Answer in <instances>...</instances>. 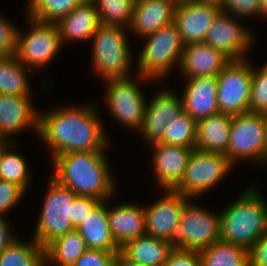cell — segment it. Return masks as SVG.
<instances>
[{
  "mask_svg": "<svg viewBox=\"0 0 267 266\" xmlns=\"http://www.w3.org/2000/svg\"><path fill=\"white\" fill-rule=\"evenodd\" d=\"M58 107L39 112L38 135L51 150V158L70 152L107 150L109 136L94 106Z\"/></svg>",
  "mask_w": 267,
  "mask_h": 266,
  "instance_id": "cell-1",
  "label": "cell"
},
{
  "mask_svg": "<svg viewBox=\"0 0 267 266\" xmlns=\"http://www.w3.org/2000/svg\"><path fill=\"white\" fill-rule=\"evenodd\" d=\"M105 152L107 151L56 155L52 157L54 171L51 177L77 196L108 201L113 198L117 187Z\"/></svg>",
  "mask_w": 267,
  "mask_h": 266,
  "instance_id": "cell-2",
  "label": "cell"
},
{
  "mask_svg": "<svg viewBox=\"0 0 267 266\" xmlns=\"http://www.w3.org/2000/svg\"><path fill=\"white\" fill-rule=\"evenodd\" d=\"M257 188L249 186L220 211V240L249 250L267 230V204Z\"/></svg>",
  "mask_w": 267,
  "mask_h": 266,
  "instance_id": "cell-3",
  "label": "cell"
},
{
  "mask_svg": "<svg viewBox=\"0 0 267 266\" xmlns=\"http://www.w3.org/2000/svg\"><path fill=\"white\" fill-rule=\"evenodd\" d=\"M144 39L145 45L136 60L138 81L165 80L175 66L179 68L185 46L175 23L163 26Z\"/></svg>",
  "mask_w": 267,
  "mask_h": 266,
  "instance_id": "cell-4",
  "label": "cell"
},
{
  "mask_svg": "<svg viewBox=\"0 0 267 266\" xmlns=\"http://www.w3.org/2000/svg\"><path fill=\"white\" fill-rule=\"evenodd\" d=\"M125 29L101 24L91 37V66L103 81L130 77L134 63Z\"/></svg>",
  "mask_w": 267,
  "mask_h": 266,
  "instance_id": "cell-5",
  "label": "cell"
},
{
  "mask_svg": "<svg viewBox=\"0 0 267 266\" xmlns=\"http://www.w3.org/2000/svg\"><path fill=\"white\" fill-rule=\"evenodd\" d=\"M189 200L168 242L173 249L201 251L220 240V211L215 214Z\"/></svg>",
  "mask_w": 267,
  "mask_h": 266,
  "instance_id": "cell-6",
  "label": "cell"
},
{
  "mask_svg": "<svg viewBox=\"0 0 267 266\" xmlns=\"http://www.w3.org/2000/svg\"><path fill=\"white\" fill-rule=\"evenodd\" d=\"M33 239L45 248L51 241L75 230L72 225L73 201L77 195L50 177Z\"/></svg>",
  "mask_w": 267,
  "mask_h": 266,
  "instance_id": "cell-7",
  "label": "cell"
},
{
  "mask_svg": "<svg viewBox=\"0 0 267 266\" xmlns=\"http://www.w3.org/2000/svg\"><path fill=\"white\" fill-rule=\"evenodd\" d=\"M225 156L233 165L241 159L243 162L250 161L257 166H267V141L263 114L248 111L233 115Z\"/></svg>",
  "mask_w": 267,
  "mask_h": 266,
  "instance_id": "cell-8",
  "label": "cell"
},
{
  "mask_svg": "<svg viewBox=\"0 0 267 266\" xmlns=\"http://www.w3.org/2000/svg\"><path fill=\"white\" fill-rule=\"evenodd\" d=\"M232 166L223 154L194 149L189 155L183 178L173 190L190 199L199 197L228 175Z\"/></svg>",
  "mask_w": 267,
  "mask_h": 266,
  "instance_id": "cell-9",
  "label": "cell"
},
{
  "mask_svg": "<svg viewBox=\"0 0 267 266\" xmlns=\"http://www.w3.org/2000/svg\"><path fill=\"white\" fill-rule=\"evenodd\" d=\"M29 32L17 30V59L30 69L43 68L55 59L61 50L62 42L56 23L41 22L27 16ZM31 67V68H30Z\"/></svg>",
  "mask_w": 267,
  "mask_h": 266,
  "instance_id": "cell-10",
  "label": "cell"
},
{
  "mask_svg": "<svg viewBox=\"0 0 267 266\" xmlns=\"http://www.w3.org/2000/svg\"><path fill=\"white\" fill-rule=\"evenodd\" d=\"M253 66L249 59L232 60L217 76L220 113L238 115L249 111Z\"/></svg>",
  "mask_w": 267,
  "mask_h": 266,
  "instance_id": "cell-11",
  "label": "cell"
},
{
  "mask_svg": "<svg viewBox=\"0 0 267 266\" xmlns=\"http://www.w3.org/2000/svg\"><path fill=\"white\" fill-rule=\"evenodd\" d=\"M133 79L106 80L105 104L115 121L137 132L143 124L147 100L140 83Z\"/></svg>",
  "mask_w": 267,
  "mask_h": 266,
  "instance_id": "cell-12",
  "label": "cell"
},
{
  "mask_svg": "<svg viewBox=\"0 0 267 266\" xmlns=\"http://www.w3.org/2000/svg\"><path fill=\"white\" fill-rule=\"evenodd\" d=\"M234 15L220 11L206 34L204 43L222 51L231 60L247 59L245 55L255 41L253 31L235 20Z\"/></svg>",
  "mask_w": 267,
  "mask_h": 266,
  "instance_id": "cell-13",
  "label": "cell"
},
{
  "mask_svg": "<svg viewBox=\"0 0 267 266\" xmlns=\"http://www.w3.org/2000/svg\"><path fill=\"white\" fill-rule=\"evenodd\" d=\"M170 90L161 89L146 104L143 124L137 134L140 133L150 144L159 142L167 125L183 111L182 98Z\"/></svg>",
  "mask_w": 267,
  "mask_h": 266,
  "instance_id": "cell-14",
  "label": "cell"
},
{
  "mask_svg": "<svg viewBox=\"0 0 267 266\" xmlns=\"http://www.w3.org/2000/svg\"><path fill=\"white\" fill-rule=\"evenodd\" d=\"M220 11V5L211 2L193 0L177 3L174 23L184 45L204 43L206 34Z\"/></svg>",
  "mask_w": 267,
  "mask_h": 266,
  "instance_id": "cell-15",
  "label": "cell"
},
{
  "mask_svg": "<svg viewBox=\"0 0 267 266\" xmlns=\"http://www.w3.org/2000/svg\"><path fill=\"white\" fill-rule=\"evenodd\" d=\"M32 102L31 96L0 94V142L27 128L38 136L39 112Z\"/></svg>",
  "mask_w": 267,
  "mask_h": 266,
  "instance_id": "cell-16",
  "label": "cell"
},
{
  "mask_svg": "<svg viewBox=\"0 0 267 266\" xmlns=\"http://www.w3.org/2000/svg\"><path fill=\"white\" fill-rule=\"evenodd\" d=\"M165 191L164 197L144 207L145 234L168 240L190 198L174 190Z\"/></svg>",
  "mask_w": 267,
  "mask_h": 266,
  "instance_id": "cell-17",
  "label": "cell"
},
{
  "mask_svg": "<svg viewBox=\"0 0 267 266\" xmlns=\"http://www.w3.org/2000/svg\"><path fill=\"white\" fill-rule=\"evenodd\" d=\"M152 164L158 186L163 190H173L183 178L190 153L195 148L153 143Z\"/></svg>",
  "mask_w": 267,
  "mask_h": 266,
  "instance_id": "cell-18",
  "label": "cell"
},
{
  "mask_svg": "<svg viewBox=\"0 0 267 266\" xmlns=\"http://www.w3.org/2000/svg\"><path fill=\"white\" fill-rule=\"evenodd\" d=\"M232 60L205 43L184 46L179 70L184 78L217 76Z\"/></svg>",
  "mask_w": 267,
  "mask_h": 266,
  "instance_id": "cell-19",
  "label": "cell"
},
{
  "mask_svg": "<svg viewBox=\"0 0 267 266\" xmlns=\"http://www.w3.org/2000/svg\"><path fill=\"white\" fill-rule=\"evenodd\" d=\"M183 111L195 121L219 113L216 76L185 78Z\"/></svg>",
  "mask_w": 267,
  "mask_h": 266,
  "instance_id": "cell-20",
  "label": "cell"
},
{
  "mask_svg": "<svg viewBox=\"0 0 267 266\" xmlns=\"http://www.w3.org/2000/svg\"><path fill=\"white\" fill-rule=\"evenodd\" d=\"M175 0H135L128 27L141 39L174 22Z\"/></svg>",
  "mask_w": 267,
  "mask_h": 266,
  "instance_id": "cell-21",
  "label": "cell"
},
{
  "mask_svg": "<svg viewBox=\"0 0 267 266\" xmlns=\"http://www.w3.org/2000/svg\"><path fill=\"white\" fill-rule=\"evenodd\" d=\"M107 218L112 238L119 248L145 234L144 206L123 203L114 208L107 207Z\"/></svg>",
  "mask_w": 267,
  "mask_h": 266,
  "instance_id": "cell-22",
  "label": "cell"
},
{
  "mask_svg": "<svg viewBox=\"0 0 267 266\" xmlns=\"http://www.w3.org/2000/svg\"><path fill=\"white\" fill-rule=\"evenodd\" d=\"M56 25L61 42L91 40L94 32L101 25L99 14L93 2H82L68 15L60 18Z\"/></svg>",
  "mask_w": 267,
  "mask_h": 266,
  "instance_id": "cell-23",
  "label": "cell"
},
{
  "mask_svg": "<svg viewBox=\"0 0 267 266\" xmlns=\"http://www.w3.org/2000/svg\"><path fill=\"white\" fill-rule=\"evenodd\" d=\"M232 117L230 114L219 112L198 120L195 149L226 155Z\"/></svg>",
  "mask_w": 267,
  "mask_h": 266,
  "instance_id": "cell-24",
  "label": "cell"
},
{
  "mask_svg": "<svg viewBox=\"0 0 267 266\" xmlns=\"http://www.w3.org/2000/svg\"><path fill=\"white\" fill-rule=\"evenodd\" d=\"M172 250L167 240L144 234L126 242L120 254L140 266H164Z\"/></svg>",
  "mask_w": 267,
  "mask_h": 266,
  "instance_id": "cell-25",
  "label": "cell"
},
{
  "mask_svg": "<svg viewBox=\"0 0 267 266\" xmlns=\"http://www.w3.org/2000/svg\"><path fill=\"white\" fill-rule=\"evenodd\" d=\"M106 202L101 201L76 230L84 239L87 249L120 252L109 229Z\"/></svg>",
  "mask_w": 267,
  "mask_h": 266,
  "instance_id": "cell-26",
  "label": "cell"
},
{
  "mask_svg": "<svg viewBox=\"0 0 267 266\" xmlns=\"http://www.w3.org/2000/svg\"><path fill=\"white\" fill-rule=\"evenodd\" d=\"M86 250L84 239L75 229L44 248L45 266H72Z\"/></svg>",
  "mask_w": 267,
  "mask_h": 266,
  "instance_id": "cell-27",
  "label": "cell"
},
{
  "mask_svg": "<svg viewBox=\"0 0 267 266\" xmlns=\"http://www.w3.org/2000/svg\"><path fill=\"white\" fill-rule=\"evenodd\" d=\"M28 69L15 55L0 56V94L31 96Z\"/></svg>",
  "mask_w": 267,
  "mask_h": 266,
  "instance_id": "cell-28",
  "label": "cell"
},
{
  "mask_svg": "<svg viewBox=\"0 0 267 266\" xmlns=\"http://www.w3.org/2000/svg\"><path fill=\"white\" fill-rule=\"evenodd\" d=\"M199 256L201 266H249V250L221 240L199 251Z\"/></svg>",
  "mask_w": 267,
  "mask_h": 266,
  "instance_id": "cell-29",
  "label": "cell"
},
{
  "mask_svg": "<svg viewBox=\"0 0 267 266\" xmlns=\"http://www.w3.org/2000/svg\"><path fill=\"white\" fill-rule=\"evenodd\" d=\"M0 266H45L44 248L34 239L17 238L0 254Z\"/></svg>",
  "mask_w": 267,
  "mask_h": 266,
  "instance_id": "cell-30",
  "label": "cell"
},
{
  "mask_svg": "<svg viewBox=\"0 0 267 266\" xmlns=\"http://www.w3.org/2000/svg\"><path fill=\"white\" fill-rule=\"evenodd\" d=\"M13 144L15 142H0L1 177L2 180L18 184L26 191L31 182L32 175L30 173L32 172H29L25 158L13 149L11 150L14 147Z\"/></svg>",
  "mask_w": 267,
  "mask_h": 266,
  "instance_id": "cell-31",
  "label": "cell"
},
{
  "mask_svg": "<svg viewBox=\"0 0 267 266\" xmlns=\"http://www.w3.org/2000/svg\"><path fill=\"white\" fill-rule=\"evenodd\" d=\"M81 3V0H29L26 15L41 22L56 23Z\"/></svg>",
  "mask_w": 267,
  "mask_h": 266,
  "instance_id": "cell-32",
  "label": "cell"
},
{
  "mask_svg": "<svg viewBox=\"0 0 267 266\" xmlns=\"http://www.w3.org/2000/svg\"><path fill=\"white\" fill-rule=\"evenodd\" d=\"M197 137V121L188 113H182L171 121L159 143L195 148Z\"/></svg>",
  "mask_w": 267,
  "mask_h": 266,
  "instance_id": "cell-33",
  "label": "cell"
},
{
  "mask_svg": "<svg viewBox=\"0 0 267 266\" xmlns=\"http://www.w3.org/2000/svg\"><path fill=\"white\" fill-rule=\"evenodd\" d=\"M102 25L129 27L135 0H94Z\"/></svg>",
  "mask_w": 267,
  "mask_h": 266,
  "instance_id": "cell-34",
  "label": "cell"
},
{
  "mask_svg": "<svg viewBox=\"0 0 267 266\" xmlns=\"http://www.w3.org/2000/svg\"><path fill=\"white\" fill-rule=\"evenodd\" d=\"M249 112L267 113V64L261 69L253 67Z\"/></svg>",
  "mask_w": 267,
  "mask_h": 266,
  "instance_id": "cell-35",
  "label": "cell"
},
{
  "mask_svg": "<svg viewBox=\"0 0 267 266\" xmlns=\"http://www.w3.org/2000/svg\"><path fill=\"white\" fill-rule=\"evenodd\" d=\"M25 190L16 183L0 180V217H6L7 212L15 207L25 195Z\"/></svg>",
  "mask_w": 267,
  "mask_h": 266,
  "instance_id": "cell-36",
  "label": "cell"
},
{
  "mask_svg": "<svg viewBox=\"0 0 267 266\" xmlns=\"http://www.w3.org/2000/svg\"><path fill=\"white\" fill-rule=\"evenodd\" d=\"M261 0H223L220 4L222 12L235 15L236 18L260 17Z\"/></svg>",
  "mask_w": 267,
  "mask_h": 266,
  "instance_id": "cell-37",
  "label": "cell"
},
{
  "mask_svg": "<svg viewBox=\"0 0 267 266\" xmlns=\"http://www.w3.org/2000/svg\"><path fill=\"white\" fill-rule=\"evenodd\" d=\"M17 30L18 27L0 14V56L15 55Z\"/></svg>",
  "mask_w": 267,
  "mask_h": 266,
  "instance_id": "cell-38",
  "label": "cell"
},
{
  "mask_svg": "<svg viewBox=\"0 0 267 266\" xmlns=\"http://www.w3.org/2000/svg\"><path fill=\"white\" fill-rule=\"evenodd\" d=\"M118 253L87 249L72 266H114Z\"/></svg>",
  "mask_w": 267,
  "mask_h": 266,
  "instance_id": "cell-39",
  "label": "cell"
},
{
  "mask_svg": "<svg viewBox=\"0 0 267 266\" xmlns=\"http://www.w3.org/2000/svg\"><path fill=\"white\" fill-rule=\"evenodd\" d=\"M101 202L94 197L77 196L73 201L72 225L76 229L87 219L93 209Z\"/></svg>",
  "mask_w": 267,
  "mask_h": 266,
  "instance_id": "cell-40",
  "label": "cell"
},
{
  "mask_svg": "<svg viewBox=\"0 0 267 266\" xmlns=\"http://www.w3.org/2000/svg\"><path fill=\"white\" fill-rule=\"evenodd\" d=\"M164 266H201L198 251L173 249Z\"/></svg>",
  "mask_w": 267,
  "mask_h": 266,
  "instance_id": "cell-41",
  "label": "cell"
},
{
  "mask_svg": "<svg viewBox=\"0 0 267 266\" xmlns=\"http://www.w3.org/2000/svg\"><path fill=\"white\" fill-rule=\"evenodd\" d=\"M249 266H267V230L249 249Z\"/></svg>",
  "mask_w": 267,
  "mask_h": 266,
  "instance_id": "cell-42",
  "label": "cell"
},
{
  "mask_svg": "<svg viewBox=\"0 0 267 266\" xmlns=\"http://www.w3.org/2000/svg\"><path fill=\"white\" fill-rule=\"evenodd\" d=\"M7 217H0V254L17 239L14 235H11L10 226Z\"/></svg>",
  "mask_w": 267,
  "mask_h": 266,
  "instance_id": "cell-43",
  "label": "cell"
},
{
  "mask_svg": "<svg viewBox=\"0 0 267 266\" xmlns=\"http://www.w3.org/2000/svg\"><path fill=\"white\" fill-rule=\"evenodd\" d=\"M114 266H140V265L130 262L129 260L124 258L120 253H118L114 261Z\"/></svg>",
  "mask_w": 267,
  "mask_h": 266,
  "instance_id": "cell-44",
  "label": "cell"
},
{
  "mask_svg": "<svg viewBox=\"0 0 267 266\" xmlns=\"http://www.w3.org/2000/svg\"><path fill=\"white\" fill-rule=\"evenodd\" d=\"M267 19V0H261L260 3V17Z\"/></svg>",
  "mask_w": 267,
  "mask_h": 266,
  "instance_id": "cell-45",
  "label": "cell"
},
{
  "mask_svg": "<svg viewBox=\"0 0 267 266\" xmlns=\"http://www.w3.org/2000/svg\"><path fill=\"white\" fill-rule=\"evenodd\" d=\"M263 119H264L265 135H266V141H267V113L263 114Z\"/></svg>",
  "mask_w": 267,
  "mask_h": 266,
  "instance_id": "cell-46",
  "label": "cell"
},
{
  "mask_svg": "<svg viewBox=\"0 0 267 266\" xmlns=\"http://www.w3.org/2000/svg\"><path fill=\"white\" fill-rule=\"evenodd\" d=\"M197 1L211 2V3H216V4L220 5L223 0H197Z\"/></svg>",
  "mask_w": 267,
  "mask_h": 266,
  "instance_id": "cell-47",
  "label": "cell"
},
{
  "mask_svg": "<svg viewBox=\"0 0 267 266\" xmlns=\"http://www.w3.org/2000/svg\"><path fill=\"white\" fill-rule=\"evenodd\" d=\"M177 3H181V2H187V1H193V0H175Z\"/></svg>",
  "mask_w": 267,
  "mask_h": 266,
  "instance_id": "cell-48",
  "label": "cell"
},
{
  "mask_svg": "<svg viewBox=\"0 0 267 266\" xmlns=\"http://www.w3.org/2000/svg\"><path fill=\"white\" fill-rule=\"evenodd\" d=\"M82 2H94V0H81Z\"/></svg>",
  "mask_w": 267,
  "mask_h": 266,
  "instance_id": "cell-49",
  "label": "cell"
}]
</instances>
